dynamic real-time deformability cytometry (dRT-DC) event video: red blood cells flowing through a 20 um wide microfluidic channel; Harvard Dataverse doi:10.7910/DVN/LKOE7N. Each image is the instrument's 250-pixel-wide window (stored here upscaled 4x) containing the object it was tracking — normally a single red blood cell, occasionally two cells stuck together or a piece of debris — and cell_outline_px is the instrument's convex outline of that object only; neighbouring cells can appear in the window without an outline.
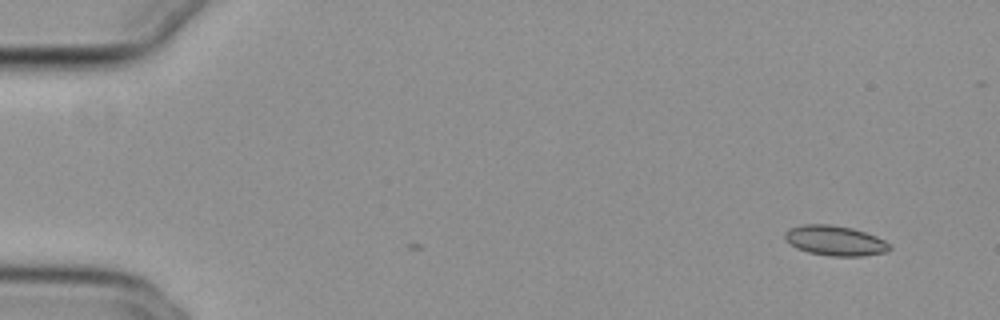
{"species": "common noctule bat (a hibernating species)", "species_latin": "Nyctalus noctula", "temperature_condition": "cold", "stored_images_in_passage": 3, "camera_frame_rate_fps": 3000, "um_per_image_px": 0.085, "animal": {"sex": "female", "body_mass_g": 29.2, "forearm_length_mm": 56.3}, "frame": {"image": 1, "passage_image": 3, "time_ms": 0.667, "image_size_px": [1000, 320], "cell_outline_px": [[892, 248], [888, 252], [864, 256], [828, 256], [808, 252], [796, 248], [784, 240], [784, 232], [788, 228], [804, 224], [828, 224], [852, 228], [876, 236], [892, 244]], "centroid_in_image_um": [70.98, 20.46], "position_along_channel_um": 14.0, "area_um2": 18.61}}